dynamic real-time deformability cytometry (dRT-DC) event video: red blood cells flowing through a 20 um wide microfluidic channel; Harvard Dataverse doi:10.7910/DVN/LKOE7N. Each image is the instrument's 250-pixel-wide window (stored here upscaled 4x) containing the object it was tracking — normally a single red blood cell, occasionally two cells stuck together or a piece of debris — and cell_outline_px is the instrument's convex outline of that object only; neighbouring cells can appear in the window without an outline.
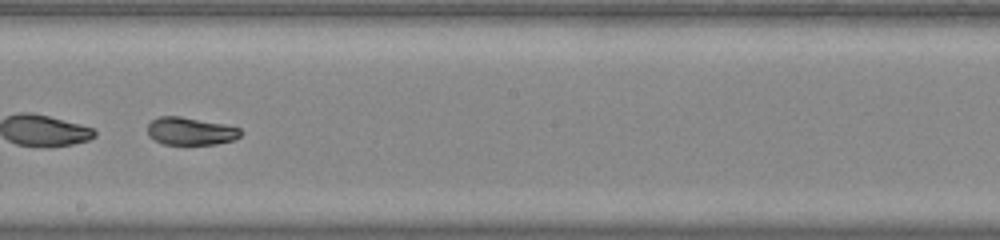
{"species": "common noctule bat (a hibernating species)", "species_latin": "Nyctalus noctula", "temperature_condition": "warm", "stored_images_in_passage": 44, "segment_of_instrument_passage": [2, 2], "camera_frame_rate_fps": 3000, "um_per_image_px": 0.085, "animal": {"sex": "male", "body_mass_g": 20.0, "forearm_length_mm": 53.3}, "frame": {"image": 1, "passage_image": 26, "time_ms": 8.333, "image_size_px": [1000, 240], "cell_outline_px": [[244, 132], [236, 140], [216, 144], [164, 144], [152, 140], [148, 136], [148, 124], [152, 120], [160, 116], [180, 116], [224, 124], [240, 128]], "centroid_in_image_um": [16.21, 11.15], "position_along_channel_um": 232.0, "area_um2": 15.2}}